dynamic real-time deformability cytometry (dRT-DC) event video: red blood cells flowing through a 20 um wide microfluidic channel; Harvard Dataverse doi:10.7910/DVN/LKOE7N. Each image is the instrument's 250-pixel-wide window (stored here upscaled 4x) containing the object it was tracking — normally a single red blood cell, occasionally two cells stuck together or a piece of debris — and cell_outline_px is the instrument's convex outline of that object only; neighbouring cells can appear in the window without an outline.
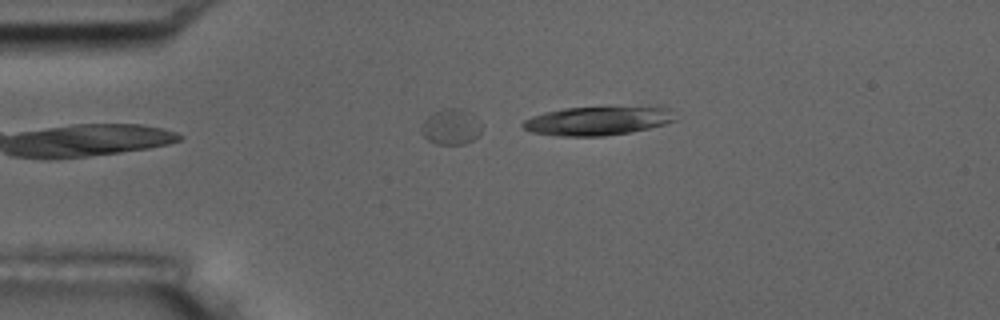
{"species": "common noctule bat (a hibernating species)", "species_latin": "Nyctalus noctula", "temperature_condition": "room temperature", "stored_images_in_passage": 2, "camera_frame_rate_fps": 3000, "um_per_image_px": 0.085, "animal": {"sex": "male", "body_mass_g": 17.5, "forearm_length_mm": 52.3}, "frame": {"image": 1, "passage_image": 2, "time_ms": 1.0, "image_size_px": [1000, 320], "cell_outline_px": [[480, 136], [464, 144], [436, 144], [428, 140], [424, 136], [420, 128], [424, 120], [428, 116], [444, 108], [460, 108], [472, 112], [480, 124]], "centroid_in_image_um": [38.34, 10.78], "position_along_channel_um": 46.7, "area_um2": 12.54}}